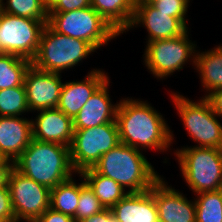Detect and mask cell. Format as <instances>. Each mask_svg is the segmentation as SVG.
<instances>
[{
	"label": "cell",
	"mask_w": 222,
	"mask_h": 222,
	"mask_svg": "<svg viewBox=\"0 0 222 222\" xmlns=\"http://www.w3.org/2000/svg\"><path fill=\"white\" fill-rule=\"evenodd\" d=\"M206 99L209 101L214 113L222 118V89L211 92Z\"/></svg>",
	"instance_id": "34"
},
{
	"label": "cell",
	"mask_w": 222,
	"mask_h": 222,
	"mask_svg": "<svg viewBox=\"0 0 222 222\" xmlns=\"http://www.w3.org/2000/svg\"><path fill=\"white\" fill-rule=\"evenodd\" d=\"M160 0H135V5H153Z\"/></svg>",
	"instance_id": "36"
},
{
	"label": "cell",
	"mask_w": 222,
	"mask_h": 222,
	"mask_svg": "<svg viewBox=\"0 0 222 222\" xmlns=\"http://www.w3.org/2000/svg\"><path fill=\"white\" fill-rule=\"evenodd\" d=\"M80 197V183L71 177L51 189L50 208L74 217Z\"/></svg>",
	"instance_id": "24"
},
{
	"label": "cell",
	"mask_w": 222,
	"mask_h": 222,
	"mask_svg": "<svg viewBox=\"0 0 222 222\" xmlns=\"http://www.w3.org/2000/svg\"><path fill=\"white\" fill-rule=\"evenodd\" d=\"M80 174L93 190L95 196L100 200L104 208L111 209L128 194V191L116 181L95 172L92 168L84 169Z\"/></svg>",
	"instance_id": "22"
},
{
	"label": "cell",
	"mask_w": 222,
	"mask_h": 222,
	"mask_svg": "<svg viewBox=\"0 0 222 222\" xmlns=\"http://www.w3.org/2000/svg\"><path fill=\"white\" fill-rule=\"evenodd\" d=\"M108 78L103 69L97 68L90 70L82 81L73 80L63 83L57 108L73 119Z\"/></svg>",
	"instance_id": "16"
},
{
	"label": "cell",
	"mask_w": 222,
	"mask_h": 222,
	"mask_svg": "<svg viewBox=\"0 0 222 222\" xmlns=\"http://www.w3.org/2000/svg\"><path fill=\"white\" fill-rule=\"evenodd\" d=\"M108 78L88 99L78 114L73 118L74 129L93 128L116 121L119 102L113 104L109 95Z\"/></svg>",
	"instance_id": "17"
},
{
	"label": "cell",
	"mask_w": 222,
	"mask_h": 222,
	"mask_svg": "<svg viewBox=\"0 0 222 222\" xmlns=\"http://www.w3.org/2000/svg\"><path fill=\"white\" fill-rule=\"evenodd\" d=\"M29 59L14 54L0 53V90L24 85Z\"/></svg>",
	"instance_id": "23"
},
{
	"label": "cell",
	"mask_w": 222,
	"mask_h": 222,
	"mask_svg": "<svg viewBox=\"0 0 222 222\" xmlns=\"http://www.w3.org/2000/svg\"><path fill=\"white\" fill-rule=\"evenodd\" d=\"M4 1L3 12L40 21L48 20V4L45 0H6V3Z\"/></svg>",
	"instance_id": "26"
},
{
	"label": "cell",
	"mask_w": 222,
	"mask_h": 222,
	"mask_svg": "<svg viewBox=\"0 0 222 222\" xmlns=\"http://www.w3.org/2000/svg\"><path fill=\"white\" fill-rule=\"evenodd\" d=\"M47 24L60 34L90 43L96 50L120 36L91 6L66 12H48Z\"/></svg>",
	"instance_id": "6"
},
{
	"label": "cell",
	"mask_w": 222,
	"mask_h": 222,
	"mask_svg": "<svg viewBox=\"0 0 222 222\" xmlns=\"http://www.w3.org/2000/svg\"><path fill=\"white\" fill-rule=\"evenodd\" d=\"M61 76L59 73L45 72L30 66L24 80L30 112L57 108L63 86Z\"/></svg>",
	"instance_id": "12"
},
{
	"label": "cell",
	"mask_w": 222,
	"mask_h": 222,
	"mask_svg": "<svg viewBox=\"0 0 222 222\" xmlns=\"http://www.w3.org/2000/svg\"><path fill=\"white\" fill-rule=\"evenodd\" d=\"M37 113L35 119L31 118L33 138L70 147L74 134L73 119L58 108L40 110Z\"/></svg>",
	"instance_id": "15"
},
{
	"label": "cell",
	"mask_w": 222,
	"mask_h": 222,
	"mask_svg": "<svg viewBox=\"0 0 222 222\" xmlns=\"http://www.w3.org/2000/svg\"><path fill=\"white\" fill-rule=\"evenodd\" d=\"M91 7L120 35L129 31L135 0H91Z\"/></svg>",
	"instance_id": "21"
},
{
	"label": "cell",
	"mask_w": 222,
	"mask_h": 222,
	"mask_svg": "<svg viewBox=\"0 0 222 222\" xmlns=\"http://www.w3.org/2000/svg\"><path fill=\"white\" fill-rule=\"evenodd\" d=\"M35 222H74L72 216L48 208Z\"/></svg>",
	"instance_id": "32"
},
{
	"label": "cell",
	"mask_w": 222,
	"mask_h": 222,
	"mask_svg": "<svg viewBox=\"0 0 222 222\" xmlns=\"http://www.w3.org/2000/svg\"><path fill=\"white\" fill-rule=\"evenodd\" d=\"M89 6H91V0H52L48 4V12H66Z\"/></svg>",
	"instance_id": "30"
},
{
	"label": "cell",
	"mask_w": 222,
	"mask_h": 222,
	"mask_svg": "<svg viewBox=\"0 0 222 222\" xmlns=\"http://www.w3.org/2000/svg\"><path fill=\"white\" fill-rule=\"evenodd\" d=\"M189 3L190 0H160L154 3L153 6L159 12L170 13V16L178 18L188 28L186 15Z\"/></svg>",
	"instance_id": "29"
},
{
	"label": "cell",
	"mask_w": 222,
	"mask_h": 222,
	"mask_svg": "<svg viewBox=\"0 0 222 222\" xmlns=\"http://www.w3.org/2000/svg\"><path fill=\"white\" fill-rule=\"evenodd\" d=\"M194 201L196 222H222V189L198 193Z\"/></svg>",
	"instance_id": "25"
},
{
	"label": "cell",
	"mask_w": 222,
	"mask_h": 222,
	"mask_svg": "<svg viewBox=\"0 0 222 222\" xmlns=\"http://www.w3.org/2000/svg\"><path fill=\"white\" fill-rule=\"evenodd\" d=\"M92 169L113 179L128 193L147 191L162 177L144 156L143 151L123 143L103 154Z\"/></svg>",
	"instance_id": "3"
},
{
	"label": "cell",
	"mask_w": 222,
	"mask_h": 222,
	"mask_svg": "<svg viewBox=\"0 0 222 222\" xmlns=\"http://www.w3.org/2000/svg\"><path fill=\"white\" fill-rule=\"evenodd\" d=\"M149 102L122 98L116 112L120 143L138 150L152 149L164 153L172 146L173 131Z\"/></svg>",
	"instance_id": "1"
},
{
	"label": "cell",
	"mask_w": 222,
	"mask_h": 222,
	"mask_svg": "<svg viewBox=\"0 0 222 222\" xmlns=\"http://www.w3.org/2000/svg\"><path fill=\"white\" fill-rule=\"evenodd\" d=\"M33 139L32 120L0 116V155L15 161Z\"/></svg>",
	"instance_id": "18"
},
{
	"label": "cell",
	"mask_w": 222,
	"mask_h": 222,
	"mask_svg": "<svg viewBox=\"0 0 222 222\" xmlns=\"http://www.w3.org/2000/svg\"><path fill=\"white\" fill-rule=\"evenodd\" d=\"M51 1H52V0H45V2H46L47 4H49Z\"/></svg>",
	"instance_id": "38"
},
{
	"label": "cell",
	"mask_w": 222,
	"mask_h": 222,
	"mask_svg": "<svg viewBox=\"0 0 222 222\" xmlns=\"http://www.w3.org/2000/svg\"><path fill=\"white\" fill-rule=\"evenodd\" d=\"M120 143L116 121L93 128L74 129L70 159L76 173L92 168L101 156Z\"/></svg>",
	"instance_id": "9"
},
{
	"label": "cell",
	"mask_w": 222,
	"mask_h": 222,
	"mask_svg": "<svg viewBox=\"0 0 222 222\" xmlns=\"http://www.w3.org/2000/svg\"><path fill=\"white\" fill-rule=\"evenodd\" d=\"M111 211L119 222H159L158 209L150 189L128 193Z\"/></svg>",
	"instance_id": "19"
},
{
	"label": "cell",
	"mask_w": 222,
	"mask_h": 222,
	"mask_svg": "<svg viewBox=\"0 0 222 222\" xmlns=\"http://www.w3.org/2000/svg\"><path fill=\"white\" fill-rule=\"evenodd\" d=\"M163 178L150 189L158 209L159 222H196L195 201L188 200Z\"/></svg>",
	"instance_id": "13"
},
{
	"label": "cell",
	"mask_w": 222,
	"mask_h": 222,
	"mask_svg": "<svg viewBox=\"0 0 222 222\" xmlns=\"http://www.w3.org/2000/svg\"><path fill=\"white\" fill-rule=\"evenodd\" d=\"M29 112L24 85L0 90V116H22Z\"/></svg>",
	"instance_id": "27"
},
{
	"label": "cell",
	"mask_w": 222,
	"mask_h": 222,
	"mask_svg": "<svg viewBox=\"0 0 222 222\" xmlns=\"http://www.w3.org/2000/svg\"><path fill=\"white\" fill-rule=\"evenodd\" d=\"M195 70L199 72L206 98L211 92L222 89V44L213 49L196 51Z\"/></svg>",
	"instance_id": "20"
},
{
	"label": "cell",
	"mask_w": 222,
	"mask_h": 222,
	"mask_svg": "<svg viewBox=\"0 0 222 222\" xmlns=\"http://www.w3.org/2000/svg\"><path fill=\"white\" fill-rule=\"evenodd\" d=\"M81 179L80 183V197L76 214L73 217L74 222H80L81 220L88 218L96 213L104 210V206L100 203V200L95 196L93 190L85 182L83 176L80 173H76Z\"/></svg>",
	"instance_id": "28"
},
{
	"label": "cell",
	"mask_w": 222,
	"mask_h": 222,
	"mask_svg": "<svg viewBox=\"0 0 222 222\" xmlns=\"http://www.w3.org/2000/svg\"><path fill=\"white\" fill-rule=\"evenodd\" d=\"M80 222H119L114 217L110 208H105L99 213H96L88 218L81 220Z\"/></svg>",
	"instance_id": "35"
},
{
	"label": "cell",
	"mask_w": 222,
	"mask_h": 222,
	"mask_svg": "<svg viewBox=\"0 0 222 222\" xmlns=\"http://www.w3.org/2000/svg\"><path fill=\"white\" fill-rule=\"evenodd\" d=\"M14 169V161L3 158L0 161V187H8L10 173Z\"/></svg>",
	"instance_id": "33"
},
{
	"label": "cell",
	"mask_w": 222,
	"mask_h": 222,
	"mask_svg": "<svg viewBox=\"0 0 222 222\" xmlns=\"http://www.w3.org/2000/svg\"><path fill=\"white\" fill-rule=\"evenodd\" d=\"M15 221L9 187H0V222Z\"/></svg>",
	"instance_id": "31"
},
{
	"label": "cell",
	"mask_w": 222,
	"mask_h": 222,
	"mask_svg": "<svg viewBox=\"0 0 222 222\" xmlns=\"http://www.w3.org/2000/svg\"><path fill=\"white\" fill-rule=\"evenodd\" d=\"M196 46L189 38V30L181 36L147 42L143 63L157 79H166L189 62L195 69Z\"/></svg>",
	"instance_id": "8"
},
{
	"label": "cell",
	"mask_w": 222,
	"mask_h": 222,
	"mask_svg": "<svg viewBox=\"0 0 222 222\" xmlns=\"http://www.w3.org/2000/svg\"><path fill=\"white\" fill-rule=\"evenodd\" d=\"M47 21L8 14L0 15V53L14 54L32 61L38 51Z\"/></svg>",
	"instance_id": "10"
},
{
	"label": "cell",
	"mask_w": 222,
	"mask_h": 222,
	"mask_svg": "<svg viewBox=\"0 0 222 222\" xmlns=\"http://www.w3.org/2000/svg\"><path fill=\"white\" fill-rule=\"evenodd\" d=\"M92 52L96 49L90 43L60 34L46 24L32 65L45 72L61 74L87 59Z\"/></svg>",
	"instance_id": "4"
},
{
	"label": "cell",
	"mask_w": 222,
	"mask_h": 222,
	"mask_svg": "<svg viewBox=\"0 0 222 222\" xmlns=\"http://www.w3.org/2000/svg\"><path fill=\"white\" fill-rule=\"evenodd\" d=\"M138 26L147 29L146 43L181 36L189 29L178 18L170 16V13L159 12L153 5H135L129 29Z\"/></svg>",
	"instance_id": "14"
},
{
	"label": "cell",
	"mask_w": 222,
	"mask_h": 222,
	"mask_svg": "<svg viewBox=\"0 0 222 222\" xmlns=\"http://www.w3.org/2000/svg\"><path fill=\"white\" fill-rule=\"evenodd\" d=\"M176 155L181 174L194 196L204 191L222 189V152L213 147L177 148Z\"/></svg>",
	"instance_id": "5"
},
{
	"label": "cell",
	"mask_w": 222,
	"mask_h": 222,
	"mask_svg": "<svg viewBox=\"0 0 222 222\" xmlns=\"http://www.w3.org/2000/svg\"><path fill=\"white\" fill-rule=\"evenodd\" d=\"M170 96L189 137L198 144L194 147L221 148L222 123L217 119L209 101L201 97L194 102L179 92L172 91Z\"/></svg>",
	"instance_id": "7"
},
{
	"label": "cell",
	"mask_w": 222,
	"mask_h": 222,
	"mask_svg": "<svg viewBox=\"0 0 222 222\" xmlns=\"http://www.w3.org/2000/svg\"><path fill=\"white\" fill-rule=\"evenodd\" d=\"M8 187L15 221L35 222L50 207L51 189L15 168L10 173Z\"/></svg>",
	"instance_id": "11"
},
{
	"label": "cell",
	"mask_w": 222,
	"mask_h": 222,
	"mask_svg": "<svg viewBox=\"0 0 222 222\" xmlns=\"http://www.w3.org/2000/svg\"><path fill=\"white\" fill-rule=\"evenodd\" d=\"M14 168L49 189L76 173L71 164L70 147L34 138L14 161Z\"/></svg>",
	"instance_id": "2"
},
{
	"label": "cell",
	"mask_w": 222,
	"mask_h": 222,
	"mask_svg": "<svg viewBox=\"0 0 222 222\" xmlns=\"http://www.w3.org/2000/svg\"><path fill=\"white\" fill-rule=\"evenodd\" d=\"M2 3H3V0H0V15H1L2 11H3V5H2Z\"/></svg>",
	"instance_id": "37"
}]
</instances>
